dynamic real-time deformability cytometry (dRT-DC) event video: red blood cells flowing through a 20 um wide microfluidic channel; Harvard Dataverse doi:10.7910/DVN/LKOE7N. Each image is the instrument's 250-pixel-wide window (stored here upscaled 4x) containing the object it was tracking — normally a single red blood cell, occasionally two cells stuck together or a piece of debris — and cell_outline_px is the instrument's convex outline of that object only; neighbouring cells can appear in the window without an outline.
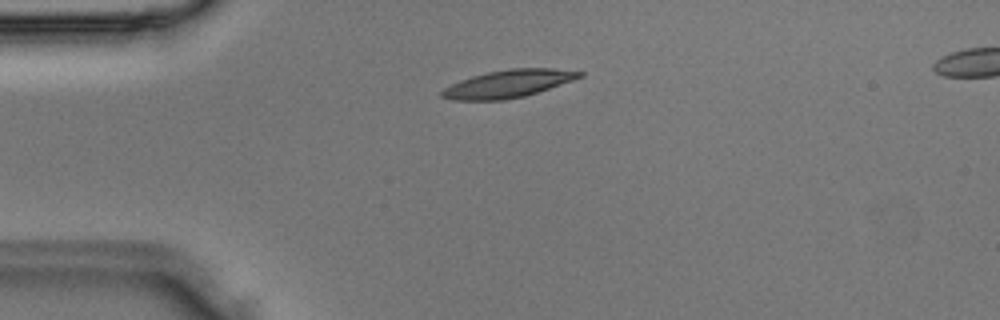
{"species": "Egyptian fruit bat (a non-hibernating species)", "species_latin": "Rousettus aegyptiacus", "temperature_condition": "room temperature", "stored_images_in_passage": 2, "camera_frame_rate_fps": 3000, "um_per_image_px": 0.085, "animal": {"sex": "male"}, "frame": {"image": 1, "passage_image": 2, "time_ms": 0.333, "image_size_px": [1000, 320], "cell_outline_px": [[584, 76], [524, 96], [504, 100], [452, 100], [440, 96], [440, 92], [444, 88], [460, 80], [472, 76], [488, 72], [508, 68], [552, 68], [584, 72]], "centroid_in_image_um": [43.17, 7.11], "position_along_channel_um": 41.8, "area_um2": 21.96}}